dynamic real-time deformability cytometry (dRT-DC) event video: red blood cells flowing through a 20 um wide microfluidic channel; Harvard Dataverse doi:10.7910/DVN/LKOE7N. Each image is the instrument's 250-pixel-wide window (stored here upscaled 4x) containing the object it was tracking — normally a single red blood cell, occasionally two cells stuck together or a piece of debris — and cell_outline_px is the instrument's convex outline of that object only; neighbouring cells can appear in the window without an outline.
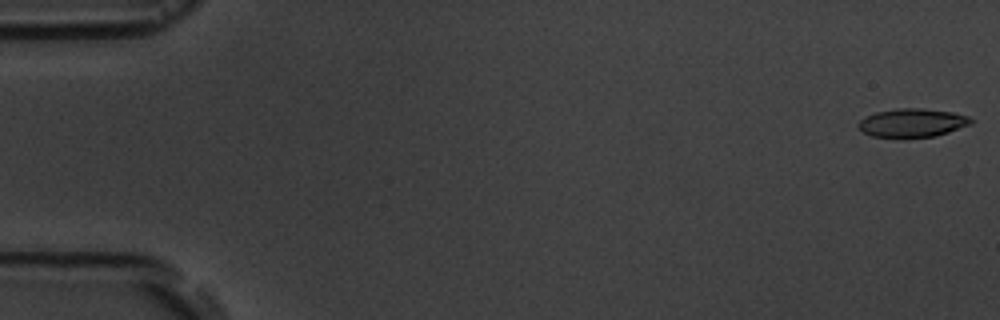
{"species": "common noctule bat (a hibernating species)", "species_latin": "Nyctalus noctula", "temperature_condition": "room temperature", "stored_images_in_passage": 9, "camera_frame_rate_fps": 3000, "um_per_image_px": 0.085, "animal": {"sex": "male", "body_mass_g": 19.5, "forearm_length_mm": 54.6}, "frame": {"image": 1, "passage_image": 1, "time_ms": 0.0, "image_size_px": [1000, 320], "cell_outline_px": [[972, 124], [936, 136], [872, 136], [864, 132], [856, 124], [860, 120], [876, 112], [896, 108], [920, 108], [952, 112], [968, 116], [972, 120]], "centroid_in_image_um": [77.56, 10.42], "position_along_channel_um": 7.4, "area_um2": 18.26}}
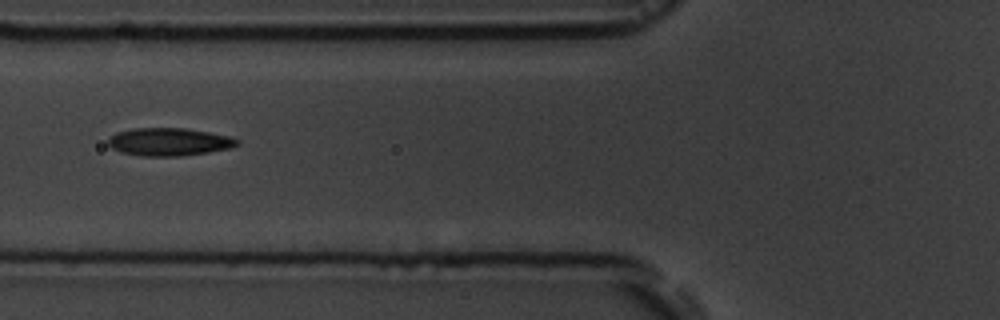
{"frame": {"image": 2, "passage_image": 7, "time_ms": 7.0, "image_size_px": [1000, 320], "cell_outline_px": [[240, 144], [232, 148], [208, 152], [180, 156], [140, 156], [120, 152], [112, 148], [108, 144], [108, 140], [116, 132], [132, 128], [184, 128], [208, 132], [228, 136], [240, 140]], "centroid_in_image_um": [14.38, 12.06], "position_along_channel_um": 111.4, "area_um2": 20.98}}
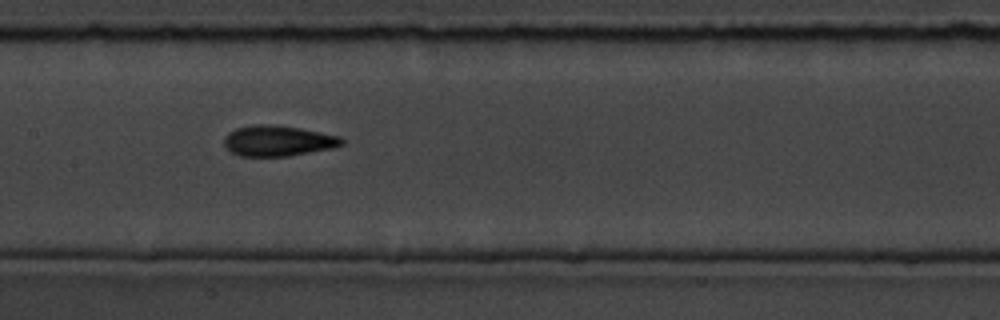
{"frame": {"image": 3, "passage_image": 9, "time_ms": 9.0, "image_size_px": [1000, 320], "cell_outline_px": [[344, 144], [336, 148], [288, 156], [240, 156], [232, 152], [224, 144], [224, 136], [228, 132], [236, 128], [252, 124], [276, 124], [300, 128], [340, 136], [344, 140]], "centroid_in_image_um": [23.65, 11.96], "position_along_channel_um": 183.8, "area_um2": 21.27}}